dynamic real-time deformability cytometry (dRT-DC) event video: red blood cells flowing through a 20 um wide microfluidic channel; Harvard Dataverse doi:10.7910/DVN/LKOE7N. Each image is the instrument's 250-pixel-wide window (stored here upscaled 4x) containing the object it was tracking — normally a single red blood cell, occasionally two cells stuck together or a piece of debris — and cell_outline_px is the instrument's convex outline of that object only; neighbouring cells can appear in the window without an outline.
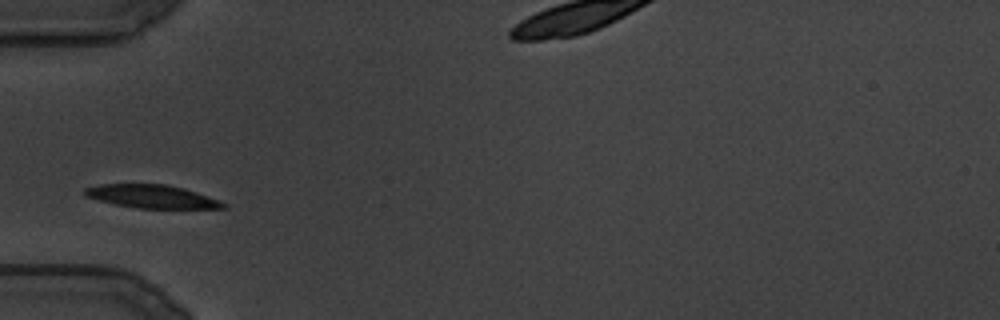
{"species": "common noctule bat (a hibernating species)", "species_latin": "Nyctalus noctula", "temperature_condition": "cold", "stored_images_in_passage": 85, "camera_frame_rate_fps": 3000, "um_per_image_px": 0.085, "animal": {"sex": "male", "body_mass_g": 19.5, "forearm_length_mm": 54.6}, "frame": {"image": 1, "passage_image": 1, "time_ms": 0.0, "image_size_px": [1000, 320], "cell_outline_px": [[228, 208], [136, 208], [116, 204], [84, 196], [84, 188], [100, 184], [168, 184], [184, 188], [220, 200], [228, 204]], "centroid_in_image_um": [12.94, 16.69], "position_along_channel_um": 72.1, "area_um2": 18.73}}
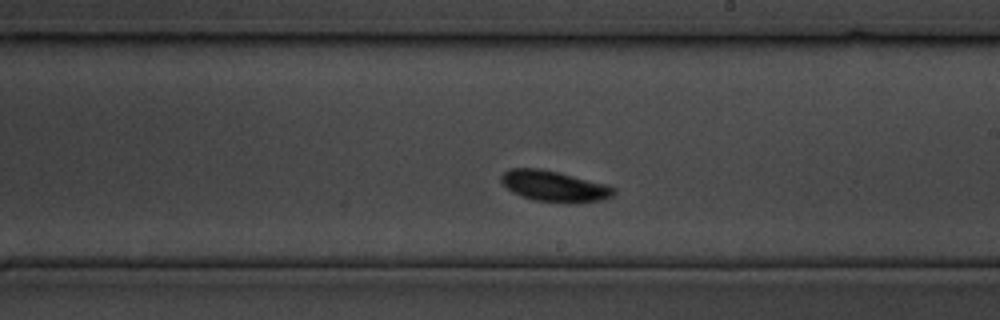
{"frame": {"image": 2, "passage_image": 33, "time_ms": 10.667, "image_size_px": [1000, 320], "cell_outline_px": [[616, 192], [612, 196], [604, 200], [576, 204], [572, 204], [532, 200], [520, 196], [512, 192], [500, 180], [500, 176], [508, 168], [540, 168], [560, 172], [608, 184], [616, 188]], "centroid_in_image_um": [47.16, 15.84], "position_along_channel_um": 241.8, "area_um2": 20.87}}
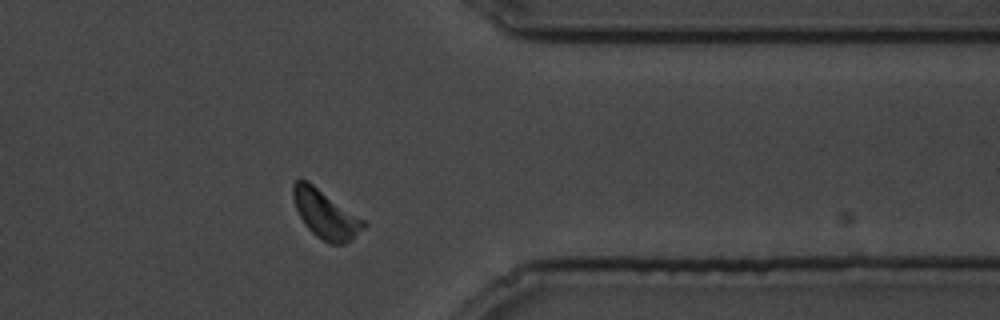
{"frame": {"image": 3, "passage_image": 61, "time_ms": 20.0, "image_size_px": [1000, 320], "cell_outline_px": [[368, 224], [352, 240], [344, 244], [328, 244], [316, 236], [304, 224], [296, 208], [292, 196], [292, 184], [300, 176], [308, 180], [364, 220]], "centroid_in_image_um": [27.65, 18.19], "position_along_channel_um": 383.8, "area_um2": 20.06}}